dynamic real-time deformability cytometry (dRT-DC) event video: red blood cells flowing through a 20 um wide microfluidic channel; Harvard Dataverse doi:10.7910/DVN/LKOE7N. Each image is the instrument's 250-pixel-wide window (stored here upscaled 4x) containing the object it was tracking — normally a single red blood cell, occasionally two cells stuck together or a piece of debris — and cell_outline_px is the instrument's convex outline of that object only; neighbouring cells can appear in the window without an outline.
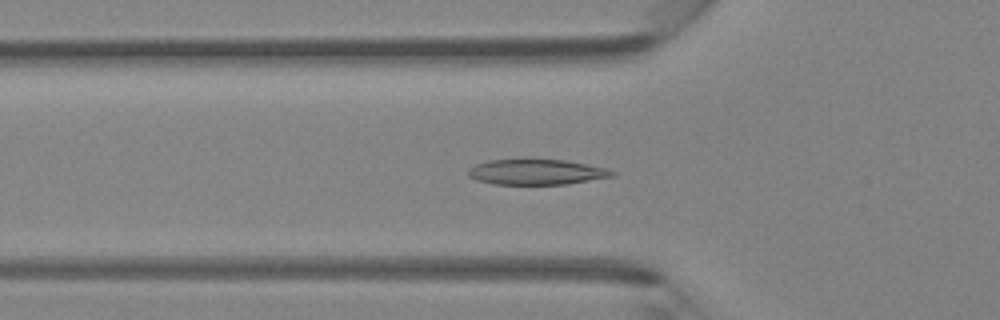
{"species": "Egyptian fruit bat (a non-hibernating species)", "species_latin": "Rousettus aegyptiacus", "temperature_condition": "room temperature", "stored_images_in_passage": 47, "camera_frame_rate_fps": 3000, "um_per_image_px": 0.085, "animal": {"sex": "female"}, "frame": {"image": 1, "passage_image": 16, "time_ms": 5.0, "image_size_px": [1000, 320], "cell_outline_px": [[616, 176], [568, 184], [492, 184], [476, 180], [468, 176], [468, 168], [476, 164], [488, 160], [564, 160], [608, 168], [616, 172]], "centroid_in_image_um": [45.62, 14.63], "position_along_channel_um": 80.2, "area_um2": 21.33}}
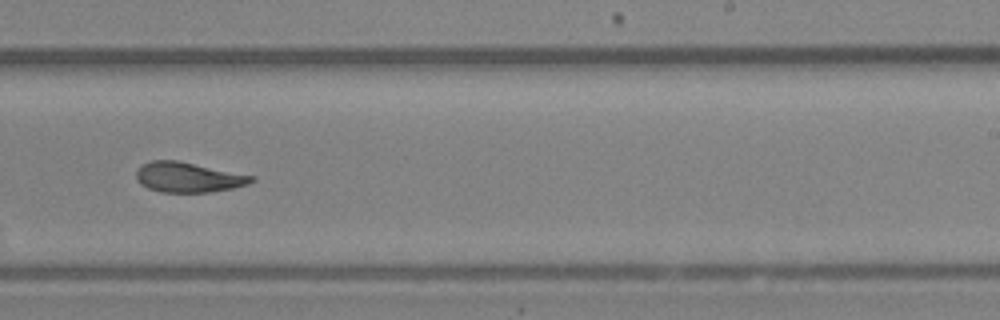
{"frame": {"image": 2, "passage_image": 29, "time_ms": 9.333, "image_size_px": [1000, 320], "cell_outline_px": [[256, 180], [248, 184], [232, 188], [208, 192], [160, 192], [148, 188], [140, 184], [136, 180], [136, 172], [144, 164], [152, 160], [176, 160], [256, 176]], "centroid_in_image_um": [16.01, 15.07], "position_along_channel_um": 273.0, "area_um2": 20.11}}
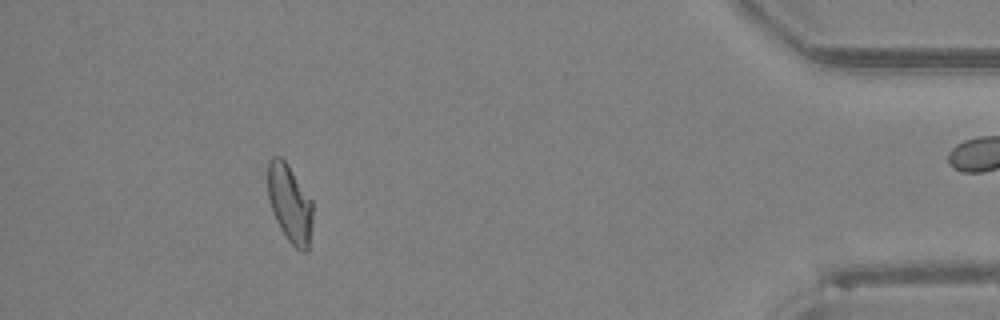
{"frame": {"image": 3, "passage_image": 42, "time_ms": 13.667, "image_size_px": [1000, 320], "cell_outline_px": [[312, 224], [308, 252], [300, 252], [288, 240], [280, 228], [272, 212], [268, 200], [268, 160], [272, 156], [280, 156], [288, 164], [312, 200]], "centroid_in_image_um": [24.63, 17.3], "position_along_channel_um": 410.6, "area_um2": 20.58}}